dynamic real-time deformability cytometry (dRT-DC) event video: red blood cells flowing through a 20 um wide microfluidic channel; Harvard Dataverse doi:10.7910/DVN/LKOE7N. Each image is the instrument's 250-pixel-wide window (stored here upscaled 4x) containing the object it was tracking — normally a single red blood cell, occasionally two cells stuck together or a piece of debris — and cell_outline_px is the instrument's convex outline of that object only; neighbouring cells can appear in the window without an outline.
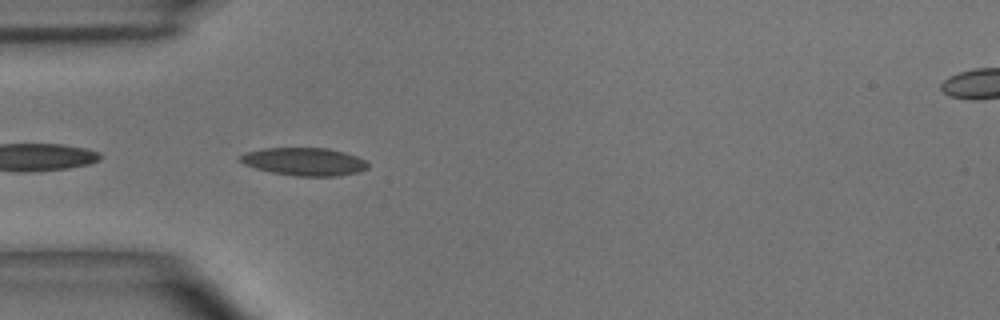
{"species": "common noctule bat (a hibernating species)", "species_latin": "Nyctalus noctula", "temperature_condition": "room temperature", "stored_images_in_passage": 9, "camera_frame_rate_fps": 3000, "um_per_image_px": 0.085, "animal": {"sex": "male", "body_mass_g": 15.6}, "frame": {"image": 1, "passage_image": 2, "time_ms": 0.333, "image_size_px": [1000, 320], "cell_outline_px": [[368, 168], [360, 172], [340, 176], [296, 176], [272, 172], [256, 168], [244, 164], [236, 160], [240, 156], [248, 152], [264, 148], [328, 148], [344, 152], [356, 156], [364, 160], [368, 164]], "centroid_in_image_um": [25.88, 13.74], "position_along_channel_um": 59.1, "area_um2": 20.75}}
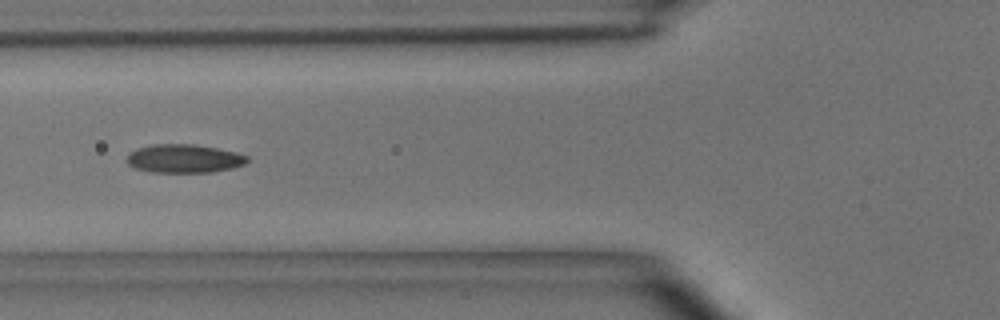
{"frame": {"image": 2, "passage_image": 6, "time_ms": 1.667, "image_size_px": [1000, 320], "cell_outline_px": [[248, 160], [244, 164], [232, 168], [212, 172], [152, 172], [136, 168], [128, 164], [124, 160], [136, 148], [152, 144], [192, 144], [216, 148], [236, 152], [248, 156]], "centroid_in_image_um": [15.63, 13.48], "position_along_channel_um": 110.2, "area_um2": 19.94}}